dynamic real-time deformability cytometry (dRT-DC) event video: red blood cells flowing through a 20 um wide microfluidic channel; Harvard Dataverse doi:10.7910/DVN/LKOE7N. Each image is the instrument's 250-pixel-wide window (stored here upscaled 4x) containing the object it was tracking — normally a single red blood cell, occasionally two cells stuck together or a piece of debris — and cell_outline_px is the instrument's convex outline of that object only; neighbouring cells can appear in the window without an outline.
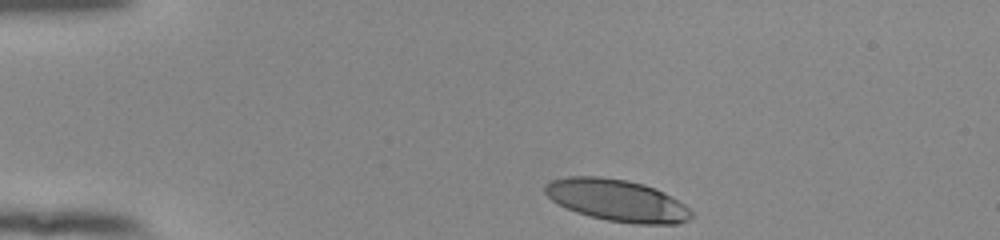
{"species": "human", "species_latin": "Homo sapiens", "temperature_condition": "room temperature", "stored_images_in_passage": 36, "camera_frame_rate_fps": 3000, "um_per_image_px": 0.085, "donor": {"sex": "female"}, "frame": {"image": 1, "passage_image": 1, "time_ms": 0.0, "image_size_px": [1000, 240], "cell_outline_px": [[692, 216], [688, 220], [676, 224], [636, 224], [608, 220], [588, 216], [576, 212], [552, 200], [544, 192], [544, 184], [552, 180], [568, 176], [600, 176], [628, 180], [644, 184], [656, 188], [664, 192], [684, 204], [692, 212]], "centroid_in_image_um": [52.45, 17.02], "position_along_channel_um": 32.6, "area_um2": 35.72}}
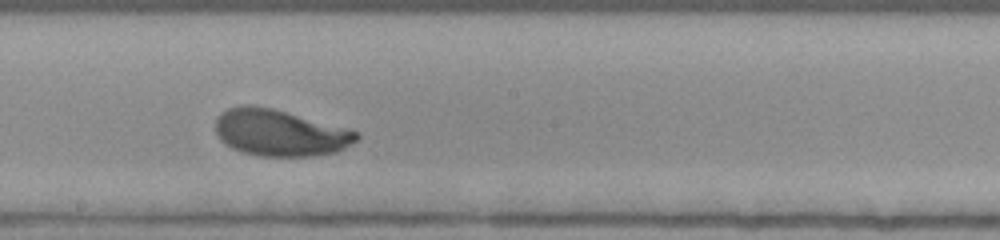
{"frame": {"image": 2, "passage_image": 21, "time_ms": 6.667, "image_size_px": [1000, 240], "cell_outline_px": [[360, 136], [356, 140], [344, 148], [336, 152], [312, 156], [260, 156], [244, 152], [232, 148], [220, 140], [216, 132], [216, 116], [220, 112], [228, 108], [244, 104], [252, 104], [272, 108], [348, 128], [360, 132]], "centroid_in_image_um": [23.77, 11.27], "position_along_channel_um": 224.4, "area_um2": 38.38}}
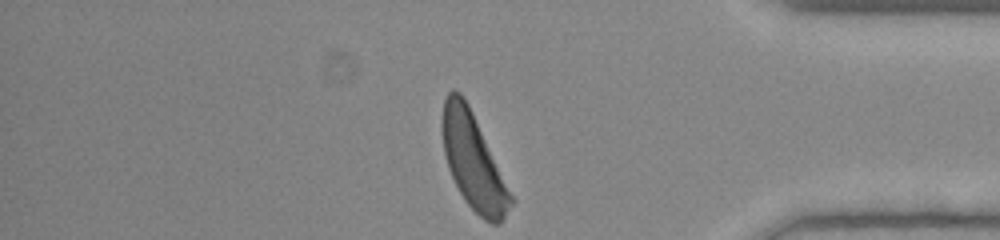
{"frame": {"image": 3, "passage_image": 36, "time_ms": 11.667, "image_size_px": [1000, 240], "cell_outline_px": [[516, 200], [500, 224], [492, 224], [484, 220], [464, 200], [448, 168], [444, 152], [440, 128], [440, 120], [444, 100], [448, 92], [452, 88], [456, 88], [464, 96]], "centroid_in_image_um": [40.23, 13.7], "position_along_channel_um": 395.0, "area_um2": 38.55}, "authors_computed_cell_mechanics": {"area_um2": 37.859, "velocity_mm_per_s": 3.8554, "shape_relaxation_time_tau1_ms": 3.1388, "shape_relaxation_time_tau2_ms": null, "deformation_change_tau1": 0.1886, "deformation_change_tau2": null}}